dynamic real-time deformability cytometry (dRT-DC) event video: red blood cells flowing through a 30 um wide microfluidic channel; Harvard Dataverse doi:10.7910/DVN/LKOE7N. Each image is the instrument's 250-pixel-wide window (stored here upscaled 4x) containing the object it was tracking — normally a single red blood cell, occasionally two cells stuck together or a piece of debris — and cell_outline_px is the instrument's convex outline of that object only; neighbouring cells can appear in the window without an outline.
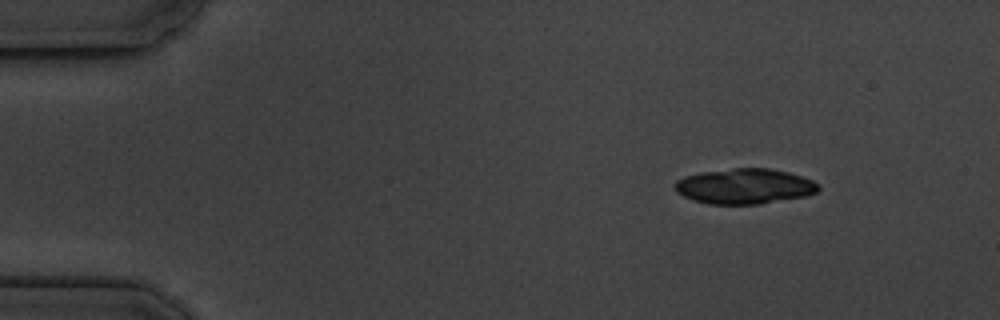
{"species": "common noctule bat (a hibernating species)", "species_latin": "Nyctalus noctula", "temperature_condition": "cold", "stored_images_in_passage": 3, "camera_frame_rate_fps": 3000, "um_per_image_px": 0.085, "animal": {"sex": "male", "body_mass_g": 19.5, "forearm_length_mm": 54.6}, "frame": {"image": 1, "passage_image": 1, "time_ms": 0.0, "image_size_px": [1000, 320], "cell_outline_px": [[820, 188], [816, 192], [808, 196], [760, 204], [708, 204], [692, 200], [676, 192], [672, 184], [676, 180], [684, 176], [700, 172], [736, 168], [768, 168], [788, 172], [812, 180], [820, 184]], "centroid_in_image_um": [63.27, 15.84], "position_along_channel_um": 21.7, "area_um2": 29.82}}